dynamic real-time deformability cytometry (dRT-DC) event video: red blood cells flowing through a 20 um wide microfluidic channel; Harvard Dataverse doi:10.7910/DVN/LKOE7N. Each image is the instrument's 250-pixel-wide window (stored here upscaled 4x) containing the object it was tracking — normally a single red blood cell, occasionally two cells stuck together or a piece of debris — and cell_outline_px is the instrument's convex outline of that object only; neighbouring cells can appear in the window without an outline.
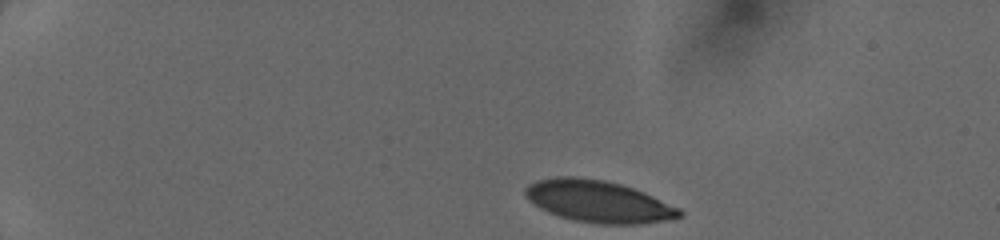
{"species": "human", "species_latin": "Homo sapiens", "temperature_condition": "cold", "stored_images_in_passage": 36, "camera_frame_rate_fps": 3000, "um_per_image_px": 0.085, "donor": {"sex": "female"}, "frame": {"image": 1, "passage_image": 1, "time_ms": 0.0, "image_size_px": [1000, 240], "cell_outline_px": [[684, 216], [636, 224], [600, 224], [576, 220], [560, 216], [548, 212], [540, 208], [528, 200], [524, 196], [524, 188], [528, 184], [536, 180], [556, 176], [576, 176], [604, 180], [620, 184], [644, 192], [680, 208], [684, 212]], "centroid_in_image_um": [50.81, 17.1], "position_along_channel_um": 34.2, "area_um2": 37.57}}
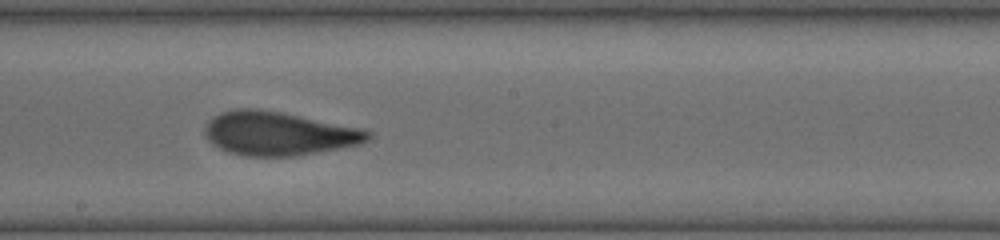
{"frame": {"image": 2, "passage_image": 21, "time_ms": 6.667, "image_size_px": [1000, 240], "cell_outline_px": [[372, 136], [368, 140], [360, 144], [296, 156], [244, 156], [228, 152], [212, 144], [208, 140], [204, 132], [204, 128], [208, 120], [212, 116], [220, 112], [236, 108], [260, 108], [360, 128], [372, 132]], "centroid_in_image_um": [23.63, 11.34], "position_along_channel_um": 224.6, "area_um2": 41.56}}
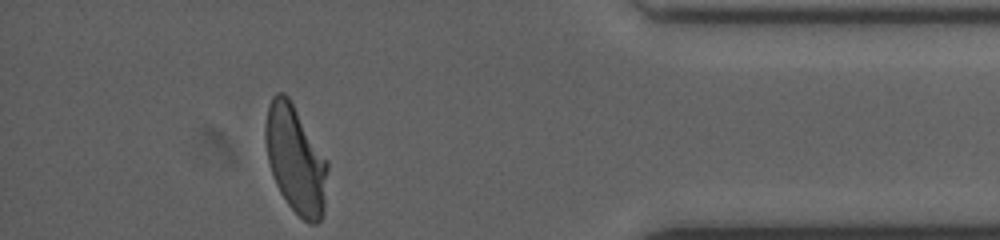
{"frame": {"image": 3, "passage_image": 36, "time_ms": 11.667, "image_size_px": [1000, 240], "cell_outline_px": [[328, 168], [324, 212], [320, 220], [316, 224], [308, 224], [288, 204], [280, 192], [272, 176], [268, 160], [264, 140], [264, 124], [268, 104], [272, 96], [276, 92], [284, 92], [288, 96], [328, 160]], "centroid_in_image_um": [25.11, 13.54], "position_along_channel_um": 410.1, "area_um2": 39.36}}